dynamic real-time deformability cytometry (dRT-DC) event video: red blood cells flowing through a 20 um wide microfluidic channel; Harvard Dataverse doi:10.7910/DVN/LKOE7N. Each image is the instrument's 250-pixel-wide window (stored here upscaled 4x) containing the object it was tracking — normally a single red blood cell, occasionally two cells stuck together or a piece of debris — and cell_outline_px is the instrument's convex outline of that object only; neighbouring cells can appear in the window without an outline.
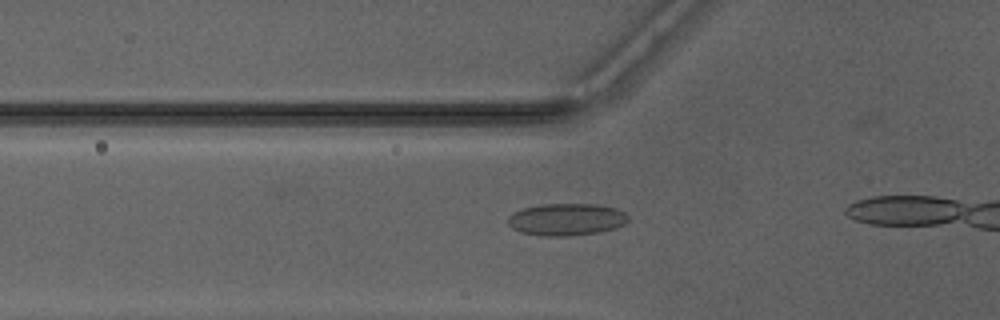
{"species": "Egyptian fruit bat (a non-hibernating species)", "species_latin": "Rousettus aegyptiacus", "temperature_condition": "warm", "stored_images_in_passage": 10, "camera_frame_rate_fps": 3000, "um_per_image_px": 0.085, "animal": {"sex": "male"}, "frame": {"image": 1, "passage_image": 5, "time_ms": 1.333, "image_size_px": [1000, 320], "cell_outline_px": [[628, 220], [624, 224], [600, 232], [568, 236], [540, 236], [520, 232], [512, 228], [508, 224], [508, 216], [512, 212], [524, 208], [540, 204], [596, 204], [616, 208], [624, 212], [628, 216]], "centroid_in_image_um": [48.11, 18.65], "position_along_channel_um": 77.7, "area_um2": 22.6}}
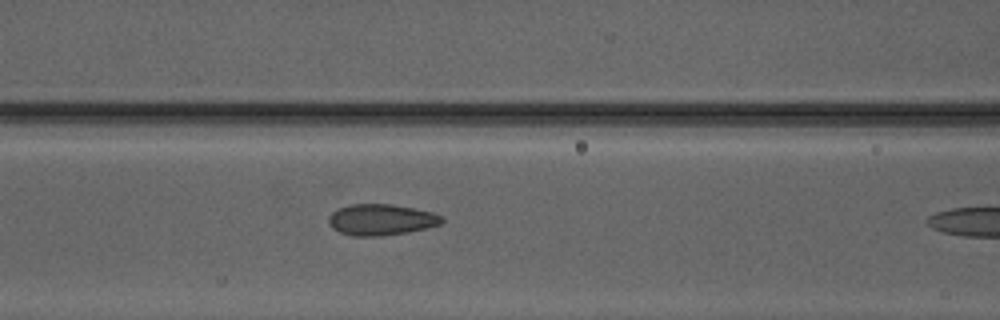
{"frame": {"image": 2, "passage_image": 9, "time_ms": 2.667, "image_size_px": [1000, 320], "cell_outline_px": [[444, 220], [440, 224], [408, 232], [380, 236], [352, 236], [340, 232], [332, 228], [328, 224], [328, 216], [332, 212], [340, 208], [352, 204], [392, 204], [432, 212], [440, 216]], "centroid_in_image_um": [32.35, 18.68], "position_along_channel_um": 134.3, "area_um2": 20.4}}